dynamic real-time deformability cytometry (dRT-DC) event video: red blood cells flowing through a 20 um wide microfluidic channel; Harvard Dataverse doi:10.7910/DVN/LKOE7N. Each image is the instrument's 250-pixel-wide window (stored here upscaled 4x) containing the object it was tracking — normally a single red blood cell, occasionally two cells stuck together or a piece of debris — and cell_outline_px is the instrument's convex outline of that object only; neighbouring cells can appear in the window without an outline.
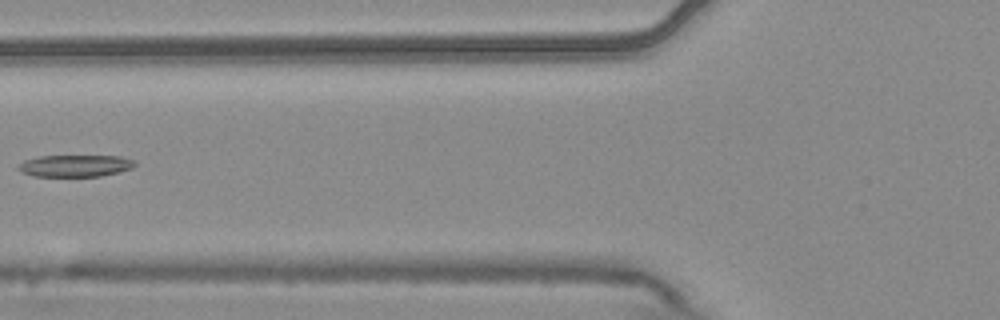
{"species": "common noctule bat (a hibernating species)", "species_latin": "Nyctalus noctula", "temperature_condition": "warm", "stored_images_in_passage": 7, "camera_frame_rate_fps": 3000, "um_per_image_px": 0.085, "animal": {"sex": "male", "body_mass_g": 20.4}, "frame": {"image": 1, "passage_image": 6, "time_ms": 1.667, "image_size_px": [1000, 320], "cell_outline_px": [[136, 164], [132, 168], [120, 172], [100, 176], [32, 176], [16, 168], [24, 160], [40, 156], [120, 156], [136, 160]], "centroid_in_image_um": [6.44, 14.09], "position_along_channel_um": 119.4, "area_um2": 14.85}}
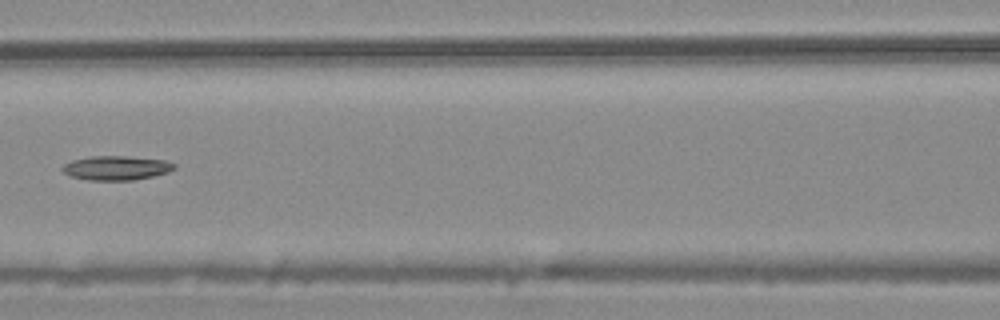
{"frame": {"image": 2, "passage_image": 7, "time_ms": 2.0, "image_size_px": [1000, 320], "cell_outline_px": [[176, 168], [168, 172], [152, 176], [132, 180], [88, 180], [68, 176], [60, 168], [64, 164], [72, 160], [92, 156], [124, 156], [164, 160], [176, 164]], "centroid_in_image_um": [9.86, 14.28], "position_along_channel_um": 156.7, "area_um2": 15.78}}